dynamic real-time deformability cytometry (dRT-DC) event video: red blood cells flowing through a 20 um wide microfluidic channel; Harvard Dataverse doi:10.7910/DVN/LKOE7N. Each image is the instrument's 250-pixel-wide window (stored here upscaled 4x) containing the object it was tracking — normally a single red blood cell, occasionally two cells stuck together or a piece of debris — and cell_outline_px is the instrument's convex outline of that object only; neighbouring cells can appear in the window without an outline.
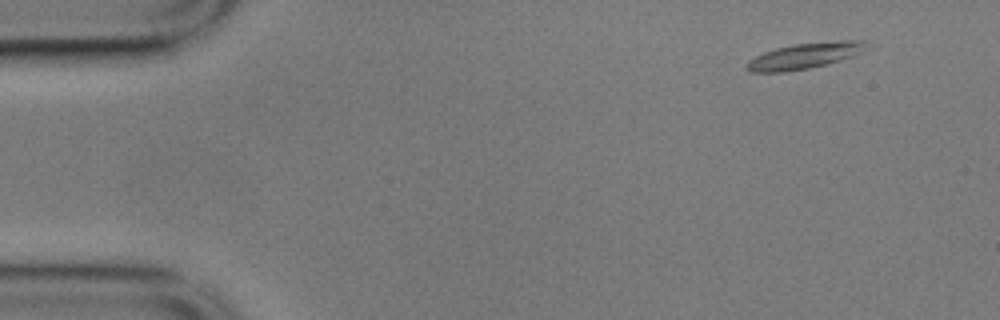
{"species": "common noctule bat (a hibernating species)", "species_latin": "Nyctalus noctula", "temperature_condition": "cold", "stored_images_in_passage": 57, "camera_frame_rate_fps": 3000, "um_per_image_px": 0.085, "animal": {"sex": "male", "body_mass_g": 17.9}, "frame": {"image": 1, "passage_image": 5, "time_ms": 1.333, "image_size_px": [1000, 320], "cell_outline_px": [[872, 48], [852, 56], [828, 64], [808, 68], [784, 72], [748, 72], [744, 68], [748, 60], [764, 52], [776, 48], [792, 44], [836, 40], [864, 40]], "centroid_in_image_um": [68.44, 4.73], "position_along_channel_um": 16.6, "area_um2": 18.38}}
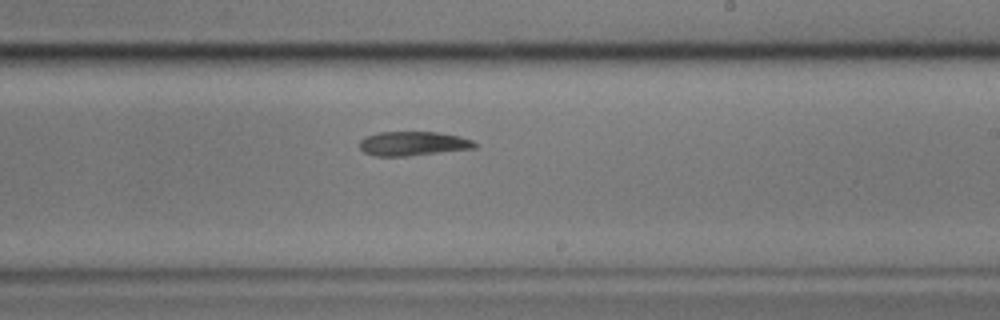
{"frame": {"image": 2, "passage_image": 34, "time_ms": 11.0, "image_size_px": [1000, 320], "cell_outline_px": [[476, 148], [408, 156], [376, 156], [364, 152], [360, 148], [360, 140], [364, 136], [376, 132], [436, 132], [460, 136], [472, 140], [476, 144]], "centroid_in_image_um": [35.08, 12.2], "position_along_channel_um": 253.9, "area_um2": 16.3}}
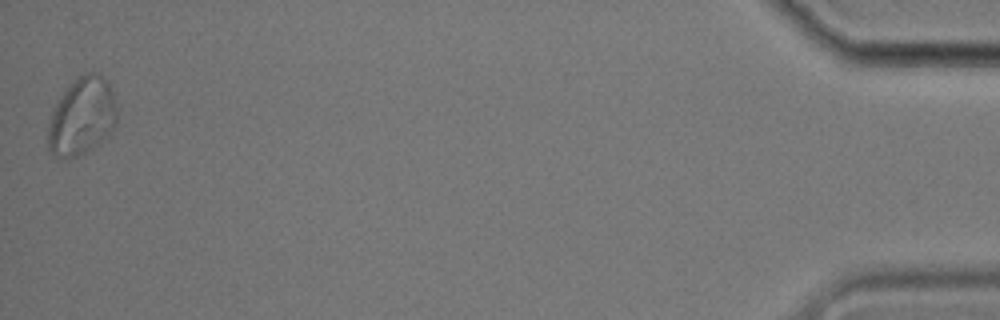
{"frame": {"image": 3, "passage_image": 57, "time_ms": 18.667, "image_size_px": [1000, 320], "cell_outline_px": [[116, 124], [108, 136], [92, 148], [68, 160], [56, 156], [48, 148], [48, 128], [52, 112], [60, 96], [72, 80], [84, 72], [96, 72], [104, 76], [112, 92], [116, 104]], "centroid_in_image_um": [6.96, 9.88], "position_along_channel_um": 428.2, "area_um2": 31.21}, "authors_computed_cell_mechanics": {"area_um2": 17.629, "velocity_mm_per_s": 3.4752, "shape_relaxation_time_tau1_ms": 8.2145, "shape_relaxation_time_tau2_ms": null, "deformation_change_tau1": 0.2053, "deformation_change_tau2": null}}